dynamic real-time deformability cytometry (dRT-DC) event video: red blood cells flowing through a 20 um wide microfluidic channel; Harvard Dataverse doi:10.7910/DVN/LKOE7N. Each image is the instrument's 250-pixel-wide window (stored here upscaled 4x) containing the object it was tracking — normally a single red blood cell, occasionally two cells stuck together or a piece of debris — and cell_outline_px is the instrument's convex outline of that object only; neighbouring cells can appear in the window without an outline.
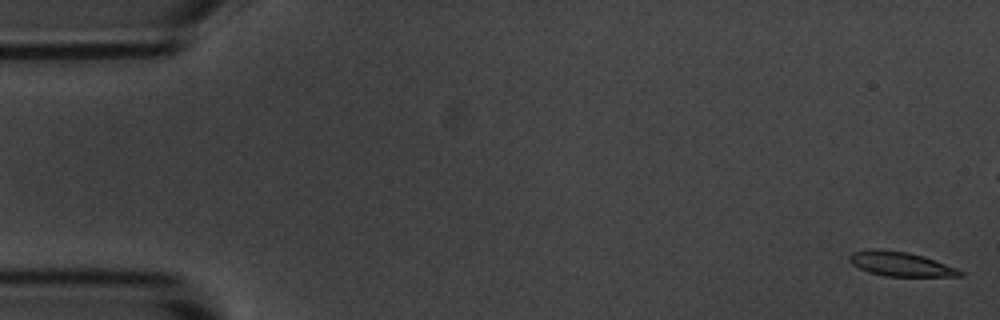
{"species": "common noctule bat (a hibernating species)", "species_latin": "Nyctalus noctula", "temperature_condition": "room temperature", "stored_images_in_passage": 56, "camera_frame_rate_fps": 3000, "um_per_image_px": 0.085, "animal": {"sex": "male", "body_mass_g": 20.1, "forearm_length_mm": 53.5}, "frame": {"image": 1, "passage_image": 1, "time_ms": 0.0, "image_size_px": [1000, 320], "cell_outline_px": [[964, 276], [884, 276], [868, 272], [852, 264], [848, 260], [848, 256], [852, 252], [876, 248], [880, 248], [908, 252], [924, 256], [956, 268], [964, 272]], "centroid_in_image_um": [76.52, 22.43], "position_along_channel_um": 8.5, "area_um2": 15.78}}
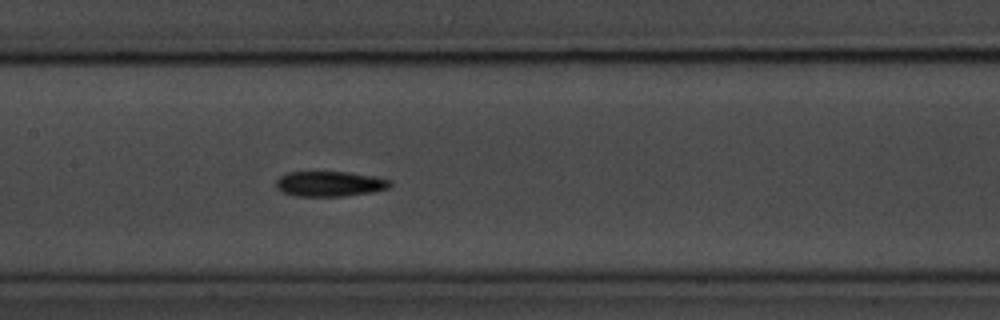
{"frame": {"image": 2, "passage_image": 26, "time_ms": 8.333, "image_size_px": [1000, 320], "cell_outline_px": [[392, 184], [388, 188], [372, 192], [344, 196], [292, 196], [280, 192], [276, 188], [276, 180], [284, 172], [348, 172], [376, 176], [388, 180]], "centroid_in_image_um": [27.97, 15.63], "position_along_channel_um": 179.4, "area_um2": 16.94}}
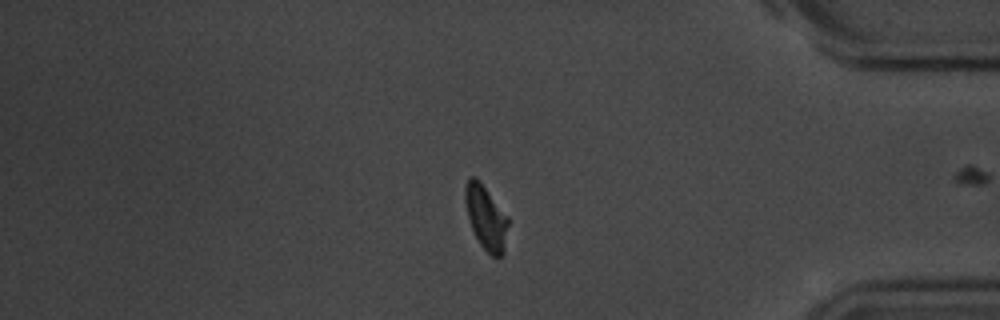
{"frame": {"image": 3, "passage_image": 46, "time_ms": 15.0, "image_size_px": [1000, 320], "cell_outline_px": [[508, 224], [504, 252], [500, 256], [492, 256], [480, 244], [472, 228], [468, 216], [464, 200], [464, 188], [468, 176], [476, 176], [480, 180], [508, 216]], "centroid_in_image_um": [41.29, 18.42], "position_along_channel_um": 393.9, "area_um2": 16.13}, "authors_computed_cell_mechanics": {"area_um2": 16.2418, "velocity_mm_per_s": 3.6549, "shape_relaxation_time_tau1_ms": 6.3871, "shape_relaxation_time_tau2_ms": 4.9117, "deformation_change_tau1": 0.1732, "deformation_change_tau2": 0.1086}}